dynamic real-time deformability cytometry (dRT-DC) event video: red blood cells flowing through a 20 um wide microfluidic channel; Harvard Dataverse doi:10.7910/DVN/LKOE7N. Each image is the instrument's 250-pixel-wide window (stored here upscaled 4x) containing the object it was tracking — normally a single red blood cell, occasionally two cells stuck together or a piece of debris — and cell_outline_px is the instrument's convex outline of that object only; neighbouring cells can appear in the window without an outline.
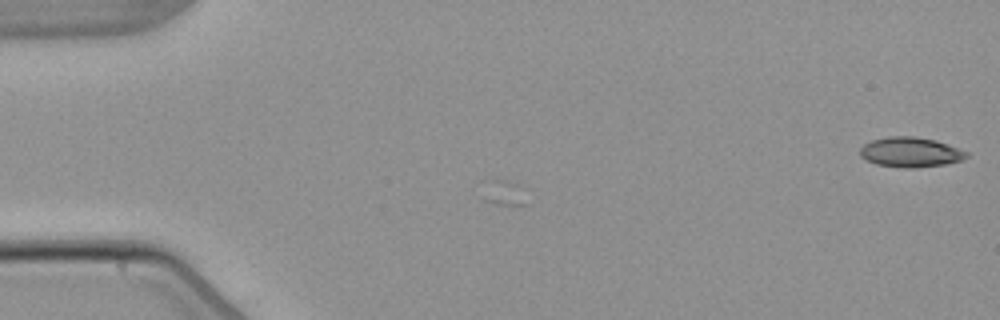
{"species": "common noctule bat (a hibernating species)", "species_latin": "Nyctalus noctula", "temperature_condition": "warm", "stored_images_in_passage": 2, "camera_frame_rate_fps": 3000, "um_per_image_px": 0.085, "animal": {"sex": "male", "body_mass_g": 21.5, "forearm_length_mm": 52.0}, "frame": {"image": 1, "passage_image": 2, "time_ms": 1.0, "image_size_px": [1000, 320], "cell_outline_px": [[968, 156], [960, 160], [944, 164], [916, 168], [900, 168], [876, 164], [864, 160], [860, 156], [860, 148], [864, 144], [872, 140], [888, 136], [912, 136], [936, 140], [948, 144], [968, 152]], "centroid_in_image_um": [77.35, 12.94], "position_along_channel_um": 7.6, "area_um2": 18.67}}